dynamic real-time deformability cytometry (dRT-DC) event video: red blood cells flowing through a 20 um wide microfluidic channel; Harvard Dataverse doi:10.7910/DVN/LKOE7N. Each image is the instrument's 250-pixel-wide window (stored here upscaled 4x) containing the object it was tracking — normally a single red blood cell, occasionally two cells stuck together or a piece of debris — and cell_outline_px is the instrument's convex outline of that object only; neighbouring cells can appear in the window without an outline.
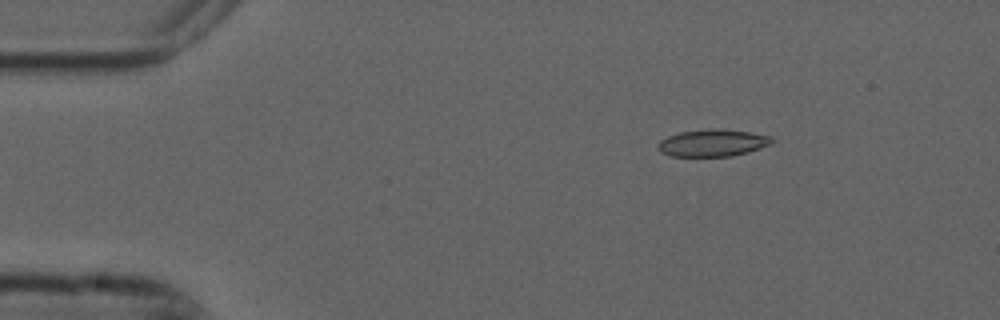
{"species": "common noctule bat (a hibernating species)", "species_latin": "Nyctalus noctula", "temperature_condition": "cold", "stored_images_in_passage": 6, "camera_frame_rate_fps": 3000, "um_per_image_px": 0.085, "animal": {"sex": "male", "forearm_length_mm": 52.5}, "frame": {"image": 1, "passage_image": 2, "time_ms": 0.333, "image_size_px": [1000, 320], "cell_outline_px": [[772, 144], [748, 152], [732, 156], [672, 156], [660, 152], [656, 148], [656, 144], [660, 140], [668, 136], [680, 132], [712, 128], [748, 132], [772, 136]], "centroid_in_image_um": [60.54, 12.15], "position_along_channel_um": 24.5, "area_um2": 17.98}}
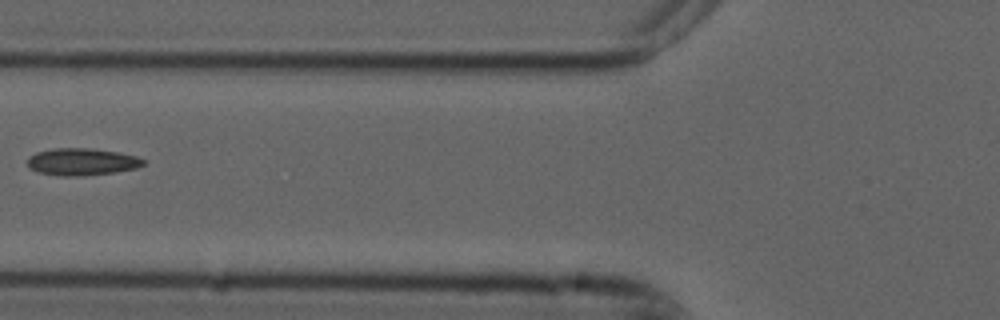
{"frame": {"image": 2, "passage_image": 5, "time_ms": 1.333, "image_size_px": [1000, 320], "cell_outline_px": [[148, 160], [144, 164], [136, 168], [116, 172], [84, 176], [60, 176], [36, 172], [28, 168], [28, 156], [36, 152], [56, 148], [88, 148], [116, 152], [136, 156]], "centroid_in_image_um": [6.94, 13.76], "position_along_channel_um": 118.9, "area_um2": 18.5}}
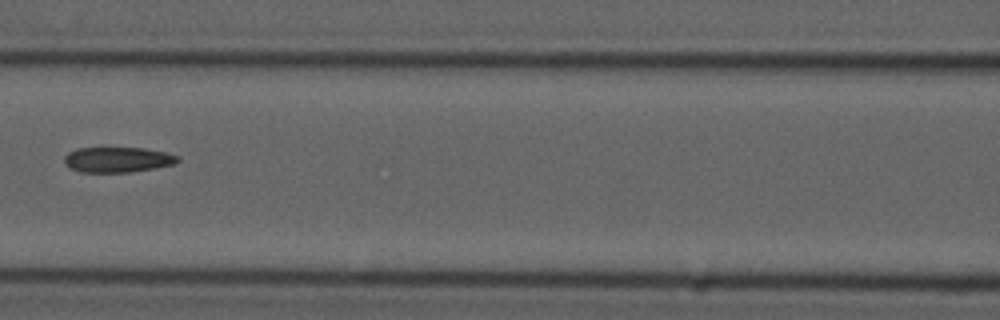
{"frame": {"image": 3, "passage_image": 6, "time_ms": 1.667, "image_size_px": [1000, 320], "cell_outline_px": [[180, 160], [176, 164], [132, 172], [80, 172], [64, 164], [64, 156], [68, 152], [76, 148], [144, 148], [164, 152], [180, 156]], "centroid_in_image_um": [10.01, 13.57], "position_along_channel_um": 156.6, "area_um2": 16.82}}